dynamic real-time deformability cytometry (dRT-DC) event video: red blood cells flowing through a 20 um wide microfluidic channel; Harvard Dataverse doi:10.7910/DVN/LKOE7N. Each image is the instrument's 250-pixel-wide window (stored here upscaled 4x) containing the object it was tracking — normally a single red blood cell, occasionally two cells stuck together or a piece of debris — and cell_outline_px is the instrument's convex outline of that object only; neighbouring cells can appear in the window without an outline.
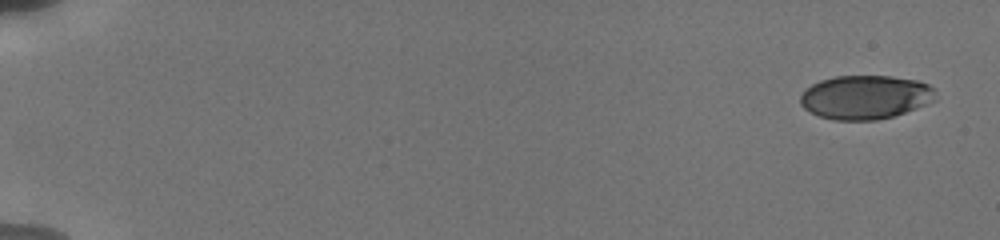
{"species": "human", "species_latin": "Homo sapiens", "temperature_condition": "cold", "stored_images_in_passage": 26, "camera_frame_rate_fps": 3000, "um_per_image_px": 0.085, "donor": {"sex": "male"}, "frame": {"image": 1, "passage_image": 1, "time_ms": 0.0, "image_size_px": [1000, 240], "cell_outline_px": [[936, 100], [928, 104], [892, 116], [876, 120], [832, 120], [808, 112], [800, 104], [800, 96], [804, 88], [820, 80], [836, 76], [892, 76], [916, 80], [928, 84], [936, 88]], "centroid_in_image_um": [73.55, 8.25], "position_along_channel_um": 11.5, "area_um2": 34.91}}
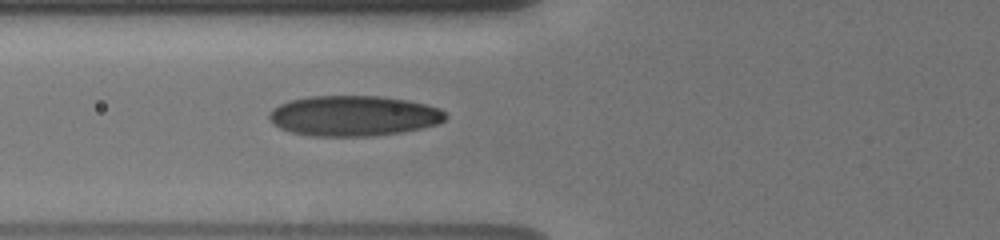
{"frame": {"image": 2, "passage_image": 15, "time_ms": 7.0, "image_size_px": [1000, 240], "cell_outline_px": [[448, 116], [444, 120], [436, 124], [424, 128], [400, 132], [372, 136], [312, 136], [292, 132], [280, 128], [272, 124], [268, 116], [268, 112], [280, 104], [292, 100], [308, 96], [380, 96], [404, 100], [424, 104], [440, 108]], "centroid_in_image_um": [30.04, 9.85], "position_along_channel_um": 95.8, "area_um2": 41.44}}
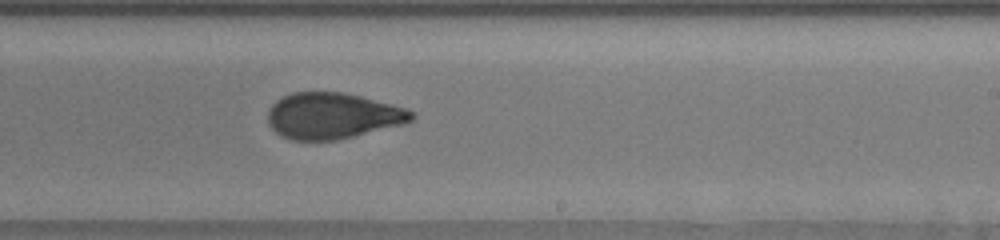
{"frame": {"image": 3, "passage_image": 26, "time_ms": 11.333, "image_size_px": [1000, 240], "cell_outline_px": [[416, 116], [412, 120], [400, 124], [336, 140], [288, 140], [280, 136], [268, 124], [268, 108], [276, 100], [292, 92], [344, 92], [408, 108]], "centroid_in_image_um": [28.22, 9.83], "position_along_channel_um": 260.8, "area_um2": 38.44}}